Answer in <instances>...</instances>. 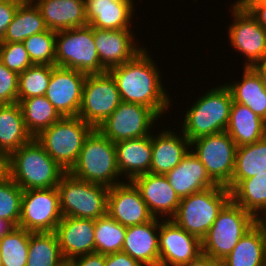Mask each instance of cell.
Instances as JSON below:
<instances>
[{"label": "cell", "instance_id": "cell-1", "mask_svg": "<svg viewBox=\"0 0 266 266\" xmlns=\"http://www.w3.org/2000/svg\"><path fill=\"white\" fill-rule=\"evenodd\" d=\"M147 51L144 48L132 60L108 72L116 82L122 102L144 105L162 117L173 103L161 80V70Z\"/></svg>", "mask_w": 266, "mask_h": 266}, {"label": "cell", "instance_id": "cell-2", "mask_svg": "<svg viewBox=\"0 0 266 266\" xmlns=\"http://www.w3.org/2000/svg\"><path fill=\"white\" fill-rule=\"evenodd\" d=\"M65 173L35 138L6 158V174L22 190L57 187Z\"/></svg>", "mask_w": 266, "mask_h": 266}, {"label": "cell", "instance_id": "cell-3", "mask_svg": "<svg viewBox=\"0 0 266 266\" xmlns=\"http://www.w3.org/2000/svg\"><path fill=\"white\" fill-rule=\"evenodd\" d=\"M233 100L225 84L216 85L198 97L185 112L180 132L191 142L196 138L224 132Z\"/></svg>", "mask_w": 266, "mask_h": 266}, {"label": "cell", "instance_id": "cell-4", "mask_svg": "<svg viewBox=\"0 0 266 266\" xmlns=\"http://www.w3.org/2000/svg\"><path fill=\"white\" fill-rule=\"evenodd\" d=\"M68 172L78 179L108 188L124 182L117 167L115 144L97 128L85 138L79 157Z\"/></svg>", "mask_w": 266, "mask_h": 266}, {"label": "cell", "instance_id": "cell-5", "mask_svg": "<svg viewBox=\"0 0 266 266\" xmlns=\"http://www.w3.org/2000/svg\"><path fill=\"white\" fill-rule=\"evenodd\" d=\"M230 200V191L221 185L193 193L181 198L178 210L171 220L202 240Z\"/></svg>", "mask_w": 266, "mask_h": 266}, {"label": "cell", "instance_id": "cell-6", "mask_svg": "<svg viewBox=\"0 0 266 266\" xmlns=\"http://www.w3.org/2000/svg\"><path fill=\"white\" fill-rule=\"evenodd\" d=\"M255 225L256 217L230 200L201 240L202 253L221 262Z\"/></svg>", "mask_w": 266, "mask_h": 266}, {"label": "cell", "instance_id": "cell-7", "mask_svg": "<svg viewBox=\"0 0 266 266\" xmlns=\"http://www.w3.org/2000/svg\"><path fill=\"white\" fill-rule=\"evenodd\" d=\"M94 128L80 117H62L35 140L66 172L76 163L85 138Z\"/></svg>", "mask_w": 266, "mask_h": 266}, {"label": "cell", "instance_id": "cell-8", "mask_svg": "<svg viewBox=\"0 0 266 266\" xmlns=\"http://www.w3.org/2000/svg\"><path fill=\"white\" fill-rule=\"evenodd\" d=\"M57 189L63 217L97 220L107 215L108 187L83 181L66 172Z\"/></svg>", "mask_w": 266, "mask_h": 266}, {"label": "cell", "instance_id": "cell-9", "mask_svg": "<svg viewBox=\"0 0 266 266\" xmlns=\"http://www.w3.org/2000/svg\"><path fill=\"white\" fill-rule=\"evenodd\" d=\"M55 66L74 69L87 75L107 70L101 65L90 25L57 31Z\"/></svg>", "mask_w": 266, "mask_h": 266}, {"label": "cell", "instance_id": "cell-10", "mask_svg": "<svg viewBox=\"0 0 266 266\" xmlns=\"http://www.w3.org/2000/svg\"><path fill=\"white\" fill-rule=\"evenodd\" d=\"M236 149V143L226 131L190 142V150L204 165L210 178L225 187L232 180Z\"/></svg>", "mask_w": 266, "mask_h": 266}, {"label": "cell", "instance_id": "cell-11", "mask_svg": "<svg viewBox=\"0 0 266 266\" xmlns=\"http://www.w3.org/2000/svg\"><path fill=\"white\" fill-rule=\"evenodd\" d=\"M230 7L234 20L228 26L229 43L244 56V67H252L266 58V30L240 1L236 0Z\"/></svg>", "mask_w": 266, "mask_h": 266}, {"label": "cell", "instance_id": "cell-12", "mask_svg": "<svg viewBox=\"0 0 266 266\" xmlns=\"http://www.w3.org/2000/svg\"><path fill=\"white\" fill-rule=\"evenodd\" d=\"M121 102L116 82L108 71L87 75L83 85L78 117L93 128H97Z\"/></svg>", "mask_w": 266, "mask_h": 266}, {"label": "cell", "instance_id": "cell-13", "mask_svg": "<svg viewBox=\"0 0 266 266\" xmlns=\"http://www.w3.org/2000/svg\"><path fill=\"white\" fill-rule=\"evenodd\" d=\"M62 217L57 187L23 190L18 227L32 233L55 232Z\"/></svg>", "mask_w": 266, "mask_h": 266}, {"label": "cell", "instance_id": "cell-14", "mask_svg": "<svg viewBox=\"0 0 266 266\" xmlns=\"http://www.w3.org/2000/svg\"><path fill=\"white\" fill-rule=\"evenodd\" d=\"M151 108L141 104L121 102L112 114L97 129L110 141L145 137L151 135L157 119Z\"/></svg>", "mask_w": 266, "mask_h": 266}, {"label": "cell", "instance_id": "cell-15", "mask_svg": "<svg viewBox=\"0 0 266 266\" xmlns=\"http://www.w3.org/2000/svg\"><path fill=\"white\" fill-rule=\"evenodd\" d=\"M86 76L74 69L51 65V78L45 97L62 117L78 116Z\"/></svg>", "mask_w": 266, "mask_h": 266}, {"label": "cell", "instance_id": "cell-16", "mask_svg": "<svg viewBox=\"0 0 266 266\" xmlns=\"http://www.w3.org/2000/svg\"><path fill=\"white\" fill-rule=\"evenodd\" d=\"M158 243L159 266H182L202 253L201 240L171 219L160 222Z\"/></svg>", "mask_w": 266, "mask_h": 266}, {"label": "cell", "instance_id": "cell-17", "mask_svg": "<svg viewBox=\"0 0 266 266\" xmlns=\"http://www.w3.org/2000/svg\"><path fill=\"white\" fill-rule=\"evenodd\" d=\"M107 214L125 227L154 219L132 181H124L109 188Z\"/></svg>", "mask_w": 266, "mask_h": 266}, {"label": "cell", "instance_id": "cell-18", "mask_svg": "<svg viewBox=\"0 0 266 266\" xmlns=\"http://www.w3.org/2000/svg\"><path fill=\"white\" fill-rule=\"evenodd\" d=\"M131 29L106 30L94 28V42L101 65L109 69L132 60L144 49ZM137 42V43H136Z\"/></svg>", "mask_w": 266, "mask_h": 266}, {"label": "cell", "instance_id": "cell-19", "mask_svg": "<svg viewBox=\"0 0 266 266\" xmlns=\"http://www.w3.org/2000/svg\"><path fill=\"white\" fill-rule=\"evenodd\" d=\"M132 182L140 191L154 218L163 217V220H168L175 216L181 199L165 175L149 172L135 177Z\"/></svg>", "mask_w": 266, "mask_h": 266}, {"label": "cell", "instance_id": "cell-20", "mask_svg": "<svg viewBox=\"0 0 266 266\" xmlns=\"http://www.w3.org/2000/svg\"><path fill=\"white\" fill-rule=\"evenodd\" d=\"M55 233L65 261L95 253V220L62 217Z\"/></svg>", "mask_w": 266, "mask_h": 266}, {"label": "cell", "instance_id": "cell-21", "mask_svg": "<svg viewBox=\"0 0 266 266\" xmlns=\"http://www.w3.org/2000/svg\"><path fill=\"white\" fill-rule=\"evenodd\" d=\"M154 218L143 224L128 226L122 251L143 266H159V225Z\"/></svg>", "mask_w": 266, "mask_h": 266}, {"label": "cell", "instance_id": "cell-22", "mask_svg": "<svg viewBox=\"0 0 266 266\" xmlns=\"http://www.w3.org/2000/svg\"><path fill=\"white\" fill-rule=\"evenodd\" d=\"M84 2L87 22L91 27L106 30L132 28L136 5L130 0H84Z\"/></svg>", "mask_w": 266, "mask_h": 266}, {"label": "cell", "instance_id": "cell-23", "mask_svg": "<svg viewBox=\"0 0 266 266\" xmlns=\"http://www.w3.org/2000/svg\"><path fill=\"white\" fill-rule=\"evenodd\" d=\"M151 134L152 161L150 173L166 175L175 168L190 150V141L181 132L160 130Z\"/></svg>", "mask_w": 266, "mask_h": 266}, {"label": "cell", "instance_id": "cell-24", "mask_svg": "<svg viewBox=\"0 0 266 266\" xmlns=\"http://www.w3.org/2000/svg\"><path fill=\"white\" fill-rule=\"evenodd\" d=\"M179 198L217 186L191 150L165 175Z\"/></svg>", "mask_w": 266, "mask_h": 266}, {"label": "cell", "instance_id": "cell-25", "mask_svg": "<svg viewBox=\"0 0 266 266\" xmlns=\"http://www.w3.org/2000/svg\"><path fill=\"white\" fill-rule=\"evenodd\" d=\"M115 144L117 167L124 181L150 172L152 161L151 135L121 140Z\"/></svg>", "mask_w": 266, "mask_h": 266}, {"label": "cell", "instance_id": "cell-26", "mask_svg": "<svg viewBox=\"0 0 266 266\" xmlns=\"http://www.w3.org/2000/svg\"><path fill=\"white\" fill-rule=\"evenodd\" d=\"M49 30L60 31L88 25L84 0H32Z\"/></svg>", "mask_w": 266, "mask_h": 266}, {"label": "cell", "instance_id": "cell-27", "mask_svg": "<svg viewBox=\"0 0 266 266\" xmlns=\"http://www.w3.org/2000/svg\"><path fill=\"white\" fill-rule=\"evenodd\" d=\"M32 139L25 127L19 103L0 105V153L7 158Z\"/></svg>", "mask_w": 266, "mask_h": 266}, {"label": "cell", "instance_id": "cell-28", "mask_svg": "<svg viewBox=\"0 0 266 266\" xmlns=\"http://www.w3.org/2000/svg\"><path fill=\"white\" fill-rule=\"evenodd\" d=\"M225 131L237 147L252 144L266 136V121L252 112L249 107L233 101Z\"/></svg>", "mask_w": 266, "mask_h": 266}, {"label": "cell", "instance_id": "cell-29", "mask_svg": "<svg viewBox=\"0 0 266 266\" xmlns=\"http://www.w3.org/2000/svg\"><path fill=\"white\" fill-rule=\"evenodd\" d=\"M224 84L230 90L234 102L249 107L252 112L266 121V91L259 75L252 67L243 66L240 81Z\"/></svg>", "mask_w": 266, "mask_h": 266}, {"label": "cell", "instance_id": "cell-30", "mask_svg": "<svg viewBox=\"0 0 266 266\" xmlns=\"http://www.w3.org/2000/svg\"><path fill=\"white\" fill-rule=\"evenodd\" d=\"M222 266H266V244L256 224L222 261Z\"/></svg>", "mask_w": 266, "mask_h": 266}, {"label": "cell", "instance_id": "cell-31", "mask_svg": "<svg viewBox=\"0 0 266 266\" xmlns=\"http://www.w3.org/2000/svg\"><path fill=\"white\" fill-rule=\"evenodd\" d=\"M266 172V136L252 144L237 147L231 182L226 188L231 191L241 180Z\"/></svg>", "mask_w": 266, "mask_h": 266}, {"label": "cell", "instance_id": "cell-32", "mask_svg": "<svg viewBox=\"0 0 266 266\" xmlns=\"http://www.w3.org/2000/svg\"><path fill=\"white\" fill-rule=\"evenodd\" d=\"M41 11L33 1L22 2L0 43L23 42L29 36L46 31Z\"/></svg>", "mask_w": 266, "mask_h": 266}, {"label": "cell", "instance_id": "cell-33", "mask_svg": "<svg viewBox=\"0 0 266 266\" xmlns=\"http://www.w3.org/2000/svg\"><path fill=\"white\" fill-rule=\"evenodd\" d=\"M230 193L233 202L255 217L266 213V172L241 180Z\"/></svg>", "mask_w": 266, "mask_h": 266}, {"label": "cell", "instance_id": "cell-34", "mask_svg": "<svg viewBox=\"0 0 266 266\" xmlns=\"http://www.w3.org/2000/svg\"><path fill=\"white\" fill-rule=\"evenodd\" d=\"M18 103L22 110L25 127L33 138L62 118L45 96L18 100Z\"/></svg>", "mask_w": 266, "mask_h": 266}, {"label": "cell", "instance_id": "cell-35", "mask_svg": "<svg viewBox=\"0 0 266 266\" xmlns=\"http://www.w3.org/2000/svg\"><path fill=\"white\" fill-rule=\"evenodd\" d=\"M26 266H63L62 256L55 232H30Z\"/></svg>", "mask_w": 266, "mask_h": 266}, {"label": "cell", "instance_id": "cell-36", "mask_svg": "<svg viewBox=\"0 0 266 266\" xmlns=\"http://www.w3.org/2000/svg\"><path fill=\"white\" fill-rule=\"evenodd\" d=\"M126 228L108 214L95 220V253L122 251Z\"/></svg>", "mask_w": 266, "mask_h": 266}, {"label": "cell", "instance_id": "cell-37", "mask_svg": "<svg viewBox=\"0 0 266 266\" xmlns=\"http://www.w3.org/2000/svg\"><path fill=\"white\" fill-rule=\"evenodd\" d=\"M30 232L14 227L0 238L1 266H26Z\"/></svg>", "mask_w": 266, "mask_h": 266}, {"label": "cell", "instance_id": "cell-38", "mask_svg": "<svg viewBox=\"0 0 266 266\" xmlns=\"http://www.w3.org/2000/svg\"><path fill=\"white\" fill-rule=\"evenodd\" d=\"M51 78V65L33 64L18 75V100L45 96Z\"/></svg>", "mask_w": 266, "mask_h": 266}, {"label": "cell", "instance_id": "cell-39", "mask_svg": "<svg viewBox=\"0 0 266 266\" xmlns=\"http://www.w3.org/2000/svg\"><path fill=\"white\" fill-rule=\"evenodd\" d=\"M56 34V31L47 29L22 42L32 64L55 65Z\"/></svg>", "mask_w": 266, "mask_h": 266}, {"label": "cell", "instance_id": "cell-40", "mask_svg": "<svg viewBox=\"0 0 266 266\" xmlns=\"http://www.w3.org/2000/svg\"><path fill=\"white\" fill-rule=\"evenodd\" d=\"M23 190L6 174L0 179V219L18 227Z\"/></svg>", "mask_w": 266, "mask_h": 266}, {"label": "cell", "instance_id": "cell-41", "mask_svg": "<svg viewBox=\"0 0 266 266\" xmlns=\"http://www.w3.org/2000/svg\"><path fill=\"white\" fill-rule=\"evenodd\" d=\"M0 61L18 75L33 65L22 42L0 43Z\"/></svg>", "mask_w": 266, "mask_h": 266}, {"label": "cell", "instance_id": "cell-42", "mask_svg": "<svg viewBox=\"0 0 266 266\" xmlns=\"http://www.w3.org/2000/svg\"><path fill=\"white\" fill-rule=\"evenodd\" d=\"M18 102V74L0 61V105Z\"/></svg>", "mask_w": 266, "mask_h": 266}, {"label": "cell", "instance_id": "cell-43", "mask_svg": "<svg viewBox=\"0 0 266 266\" xmlns=\"http://www.w3.org/2000/svg\"><path fill=\"white\" fill-rule=\"evenodd\" d=\"M21 3L18 0H0V41Z\"/></svg>", "mask_w": 266, "mask_h": 266}, {"label": "cell", "instance_id": "cell-44", "mask_svg": "<svg viewBox=\"0 0 266 266\" xmlns=\"http://www.w3.org/2000/svg\"><path fill=\"white\" fill-rule=\"evenodd\" d=\"M256 18L257 22L266 30V0H238Z\"/></svg>", "mask_w": 266, "mask_h": 266}, {"label": "cell", "instance_id": "cell-45", "mask_svg": "<svg viewBox=\"0 0 266 266\" xmlns=\"http://www.w3.org/2000/svg\"><path fill=\"white\" fill-rule=\"evenodd\" d=\"M68 266H105V255L91 253L67 261Z\"/></svg>", "mask_w": 266, "mask_h": 266}, {"label": "cell", "instance_id": "cell-46", "mask_svg": "<svg viewBox=\"0 0 266 266\" xmlns=\"http://www.w3.org/2000/svg\"><path fill=\"white\" fill-rule=\"evenodd\" d=\"M105 266H143L123 251L105 255Z\"/></svg>", "mask_w": 266, "mask_h": 266}, {"label": "cell", "instance_id": "cell-47", "mask_svg": "<svg viewBox=\"0 0 266 266\" xmlns=\"http://www.w3.org/2000/svg\"><path fill=\"white\" fill-rule=\"evenodd\" d=\"M182 266H222V263L201 253L196 259L191 260Z\"/></svg>", "mask_w": 266, "mask_h": 266}, {"label": "cell", "instance_id": "cell-48", "mask_svg": "<svg viewBox=\"0 0 266 266\" xmlns=\"http://www.w3.org/2000/svg\"><path fill=\"white\" fill-rule=\"evenodd\" d=\"M252 68L255 70V72L259 75L261 82L265 88L266 91V58L263 60L255 63Z\"/></svg>", "mask_w": 266, "mask_h": 266}, {"label": "cell", "instance_id": "cell-49", "mask_svg": "<svg viewBox=\"0 0 266 266\" xmlns=\"http://www.w3.org/2000/svg\"><path fill=\"white\" fill-rule=\"evenodd\" d=\"M13 228L14 226L10 222L0 219V238L9 233Z\"/></svg>", "mask_w": 266, "mask_h": 266}, {"label": "cell", "instance_id": "cell-50", "mask_svg": "<svg viewBox=\"0 0 266 266\" xmlns=\"http://www.w3.org/2000/svg\"><path fill=\"white\" fill-rule=\"evenodd\" d=\"M256 224L262 230L266 244V213L256 217Z\"/></svg>", "mask_w": 266, "mask_h": 266}, {"label": "cell", "instance_id": "cell-51", "mask_svg": "<svg viewBox=\"0 0 266 266\" xmlns=\"http://www.w3.org/2000/svg\"><path fill=\"white\" fill-rule=\"evenodd\" d=\"M6 175V158L0 153V179Z\"/></svg>", "mask_w": 266, "mask_h": 266}, {"label": "cell", "instance_id": "cell-52", "mask_svg": "<svg viewBox=\"0 0 266 266\" xmlns=\"http://www.w3.org/2000/svg\"><path fill=\"white\" fill-rule=\"evenodd\" d=\"M20 2H29V1H32V0H18Z\"/></svg>", "mask_w": 266, "mask_h": 266}]
</instances>
